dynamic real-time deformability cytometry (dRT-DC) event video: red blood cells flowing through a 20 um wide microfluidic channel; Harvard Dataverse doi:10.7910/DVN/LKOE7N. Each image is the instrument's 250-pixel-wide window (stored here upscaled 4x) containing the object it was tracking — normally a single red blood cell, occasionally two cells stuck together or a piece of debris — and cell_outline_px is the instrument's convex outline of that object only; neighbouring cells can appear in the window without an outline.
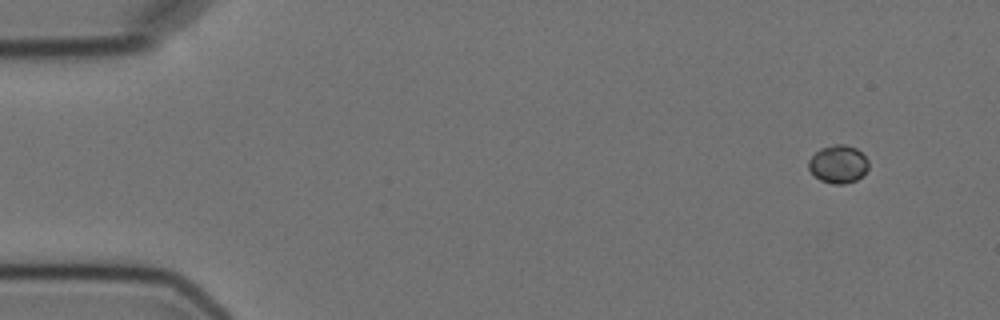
{"species": "Egyptian fruit bat (a non-hibernating species)", "species_latin": "Rousettus aegyptiacus", "temperature_condition": "cold", "stored_images_in_passage": 4, "camera_frame_rate_fps": 3000, "um_per_image_px": 0.085, "animal": {"sex": "female"}, "frame": {"image": 1, "passage_image": 1, "time_ms": 0.0, "image_size_px": [1000, 320], "cell_outline_px": [[868, 168], [864, 176], [856, 180], [844, 184], [832, 184], [820, 180], [808, 168], [808, 160], [820, 148], [836, 144], [844, 144], [856, 148], [868, 160]], "centroid_in_image_um": [71.26, 13.96], "position_along_channel_um": 13.7, "area_um2": 13.29}}
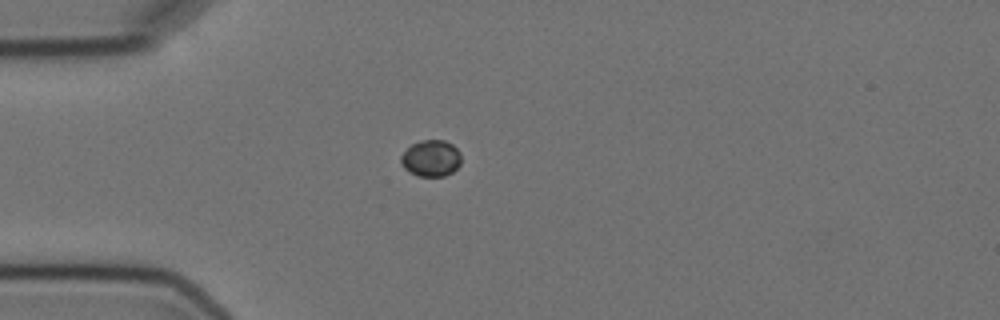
{"frame": {"image": 2, "passage_image": 4, "time_ms": 3.667, "image_size_px": [1000, 320], "cell_outline_px": [[460, 164], [452, 172], [444, 176], [416, 176], [404, 168], [400, 160], [400, 156], [412, 144], [420, 140], [444, 140], [452, 144], [460, 152]], "centroid_in_image_um": [36.63, 13.45], "position_along_channel_um": 48.4, "area_um2": 12.77}}